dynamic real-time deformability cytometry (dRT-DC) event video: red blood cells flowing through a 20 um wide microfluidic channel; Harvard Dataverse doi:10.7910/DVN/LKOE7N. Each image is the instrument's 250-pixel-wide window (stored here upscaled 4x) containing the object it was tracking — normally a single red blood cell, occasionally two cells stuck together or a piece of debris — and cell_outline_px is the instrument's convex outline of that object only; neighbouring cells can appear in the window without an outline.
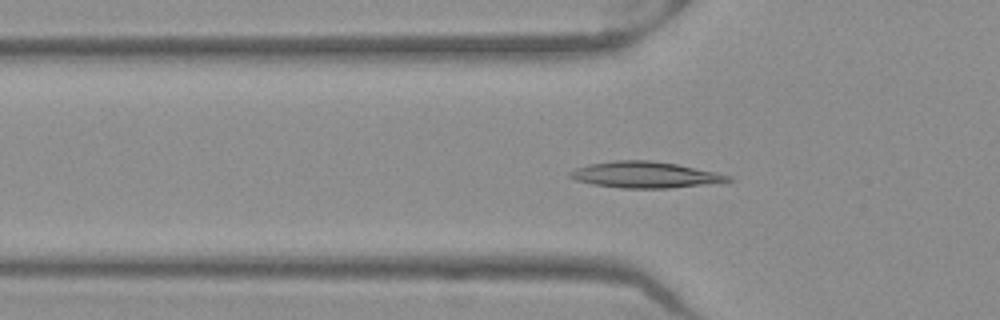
{"species": "Egyptian fruit bat (a non-hibernating species)", "species_latin": "Rousettus aegyptiacus", "temperature_condition": "warm", "stored_images_in_passage": 51, "camera_frame_rate_fps": 3000, "um_per_image_px": 0.085, "frame": {"image": 1, "passage_image": 17, "time_ms": 5.333, "image_size_px": [1000, 320], "cell_outline_px": [[736, 180], [672, 188], [620, 188], [592, 184], [576, 180], [568, 176], [568, 172], [576, 168], [588, 164], [616, 160], [652, 160], [676, 164], [716, 172], [732, 176]], "centroid_in_image_um": [54.82, 14.85], "position_along_channel_um": 71.0, "area_um2": 24.16}}
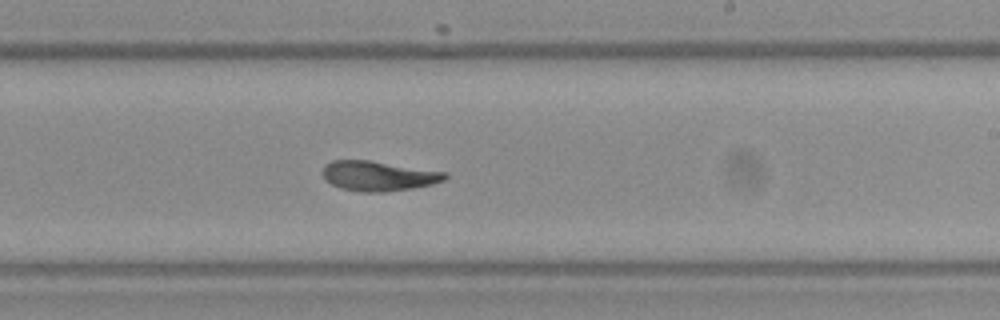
{"frame": {"image": 2, "passage_image": 31, "time_ms": 10.0, "image_size_px": [1000, 320], "cell_outline_px": [[448, 176], [444, 180], [432, 184], [412, 188], [384, 192], [360, 192], [340, 188], [324, 180], [320, 172], [324, 164], [332, 160], [368, 160], [448, 172]], "centroid_in_image_um": [32.11, 14.95], "position_along_channel_um": 256.9, "area_um2": 21.56}}
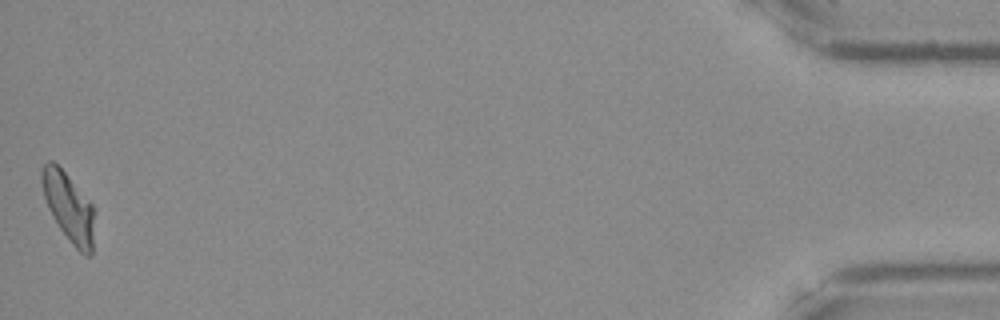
{"frame": {"image": 3, "passage_image": 51, "time_ms": 16.667, "image_size_px": [1000, 320], "cell_outline_px": [[92, 252], [88, 256], [84, 256], [72, 244], [60, 228], [52, 216], [48, 208], [44, 196], [40, 180], [40, 172], [44, 164], [48, 160], [52, 160], [64, 172], [92, 204]], "centroid_in_image_um": [5.78, 17.58], "position_along_channel_um": 429.4, "area_um2": 20.52}, "authors_computed_cell_mechanics": {"area_um2": 21.675, "velocity_mm_per_s": 3.9783, "shape_relaxation_time_tau1_ms": 10.6683, "shape_relaxation_time_tau2_ms": 2.3206, "deformation_change_tau1": 0.2425, "deformation_change_tau2": 0.069}}